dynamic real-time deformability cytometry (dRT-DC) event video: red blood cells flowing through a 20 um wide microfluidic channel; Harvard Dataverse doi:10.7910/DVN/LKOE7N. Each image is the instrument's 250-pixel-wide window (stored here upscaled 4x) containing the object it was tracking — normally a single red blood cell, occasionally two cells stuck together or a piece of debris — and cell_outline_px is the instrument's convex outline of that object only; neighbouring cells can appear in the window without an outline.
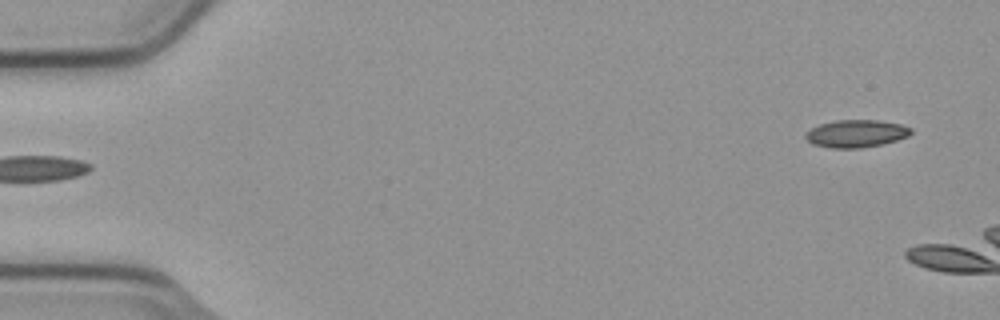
{"species": "common noctule bat (a hibernating species)", "species_latin": "Nyctalus noctula", "temperature_condition": "cold", "stored_images_in_passage": 5, "camera_frame_rate_fps": 3000, "um_per_image_px": 0.085, "animal": {"sex": "male", "body_mass_g": 23.1, "forearm_length_mm": 52.7}, "frame": {"image": 1, "passage_image": 5, "time_ms": 1.333, "image_size_px": [1000, 320], "cell_outline_px": [[912, 132], [908, 136], [884, 144], [860, 148], [832, 148], [812, 144], [804, 136], [812, 128], [820, 124], [836, 120], [876, 120], [900, 124], [912, 128]], "centroid_in_image_um": [72.79, 11.36], "position_along_channel_um": 12.2, "area_um2": 16.82}}